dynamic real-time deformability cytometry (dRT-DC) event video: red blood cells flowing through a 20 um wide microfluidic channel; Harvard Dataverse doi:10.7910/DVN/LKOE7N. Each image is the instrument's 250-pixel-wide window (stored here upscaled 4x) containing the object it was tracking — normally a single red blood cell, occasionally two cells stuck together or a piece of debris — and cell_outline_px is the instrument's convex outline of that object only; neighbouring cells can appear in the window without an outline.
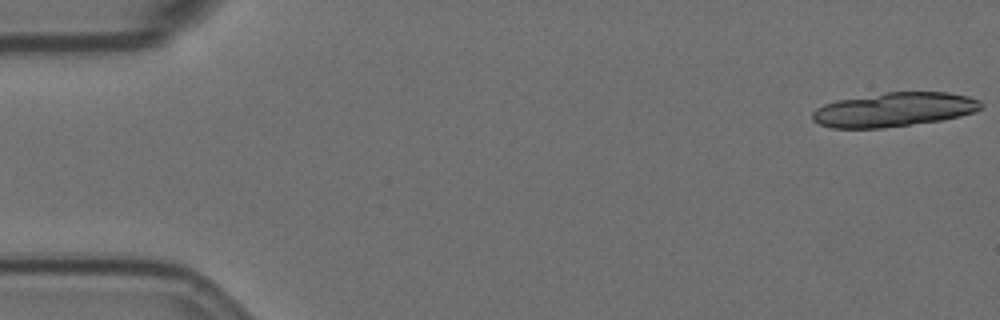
{"species": "Egyptian fruit bat (a non-hibernating species)", "species_latin": "Rousettus aegyptiacus", "temperature_condition": "room temperature", "stored_images_in_passage": 13, "camera_frame_rate_fps": 3000, "um_per_image_px": 0.085, "animal": {"sex": "female"}, "frame": {"image": 1, "passage_image": 1, "time_ms": 0.0, "image_size_px": [1000, 320], "cell_outline_px": [[984, 108], [976, 112], [960, 116], [940, 120], [884, 128], [832, 128], [820, 124], [812, 120], [812, 112], [816, 108], [824, 104], [836, 100], [884, 92], [948, 92], [968, 96], [980, 100], [984, 104]], "centroid_in_image_um": [76.02, 9.31], "position_along_channel_um": 9.0, "area_um2": 33.81}}